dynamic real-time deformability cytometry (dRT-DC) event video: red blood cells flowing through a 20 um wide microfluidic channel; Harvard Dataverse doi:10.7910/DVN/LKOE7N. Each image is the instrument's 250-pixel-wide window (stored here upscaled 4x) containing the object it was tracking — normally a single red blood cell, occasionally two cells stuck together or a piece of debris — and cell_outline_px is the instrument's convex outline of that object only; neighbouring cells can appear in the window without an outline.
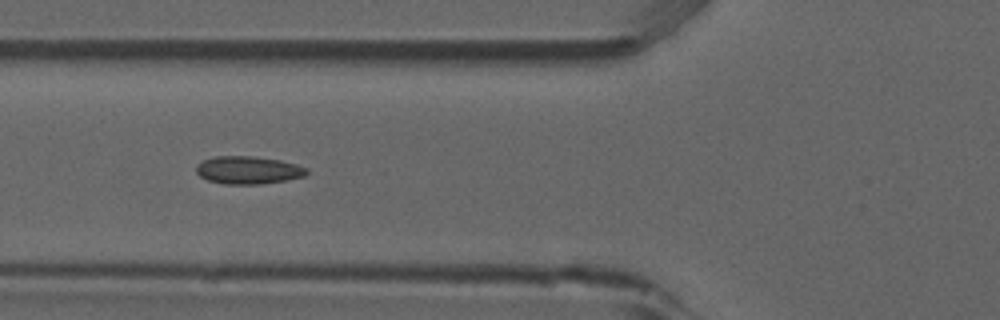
{"species": "common noctule bat (a hibernating species)", "species_latin": "Nyctalus noctula", "temperature_condition": "room temperature", "stored_images_in_passage": 2, "camera_frame_rate_fps": 3000, "um_per_image_px": 0.085, "animal": {"sex": "male", "forearm_length_mm": 52.5}, "frame": {"image": 1, "passage_image": 2, "time_ms": 0.333, "image_size_px": [1000, 320], "cell_outline_px": [[308, 172], [304, 176], [284, 180], [260, 184], [224, 184], [208, 180], [200, 176], [196, 172], [196, 164], [204, 160], [216, 156], [252, 156], [280, 160], [296, 164], [308, 168]], "centroid_in_image_um": [21.08, 14.45], "position_along_channel_um": 104.7, "area_um2": 17.8}}